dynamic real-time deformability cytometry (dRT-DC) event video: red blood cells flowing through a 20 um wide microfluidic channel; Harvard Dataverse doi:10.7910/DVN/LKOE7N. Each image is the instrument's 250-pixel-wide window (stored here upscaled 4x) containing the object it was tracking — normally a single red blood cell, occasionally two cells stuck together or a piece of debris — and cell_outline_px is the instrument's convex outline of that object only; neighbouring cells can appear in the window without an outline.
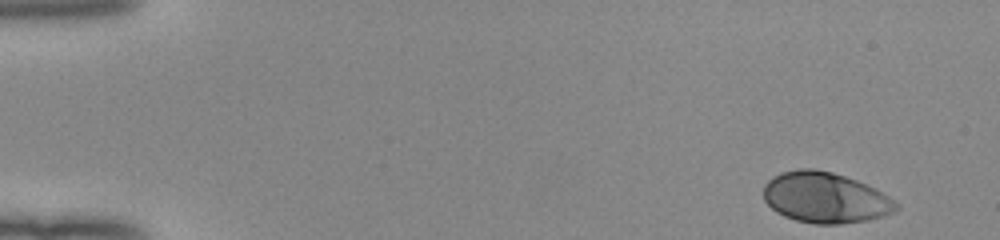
{"species": "human", "species_latin": "Homo sapiens", "temperature_condition": "room temperature", "stored_images_in_passage": 49, "camera_frame_rate_fps": 3000, "um_per_image_px": 0.085, "donor": {"sex": "female"}, "frame": {"image": 1, "passage_image": 1, "time_ms": 0.0, "image_size_px": [1000, 240], "cell_outline_px": [[900, 208], [892, 212], [868, 220], [840, 224], [816, 224], [796, 220], [784, 216], [776, 212], [764, 200], [764, 184], [772, 176], [780, 172], [800, 168], [816, 168], [832, 172], [856, 180], [876, 188], [900, 204]], "centroid_in_image_um": [70.13, 16.79], "position_along_channel_um": 14.9, "area_um2": 39.36}}
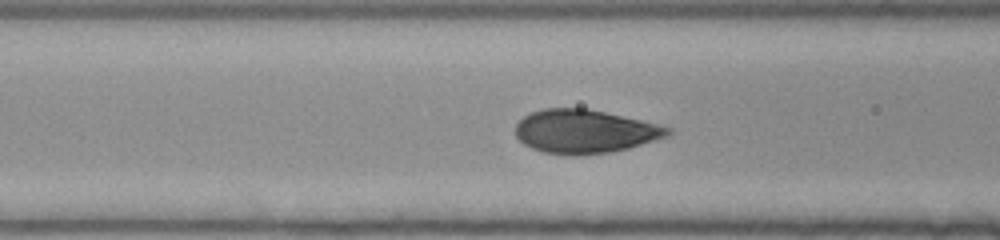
{"frame": {"image": 2, "passage_image": 19, "time_ms": 6.0, "image_size_px": [1000, 240], "cell_outline_px": [[672, 132], [668, 136], [656, 140], [628, 148], [608, 152], [572, 156], [544, 152], [532, 148], [524, 144], [516, 136], [516, 124], [524, 116], [532, 112], [544, 108], [588, 108], [640, 120], [672, 128]], "centroid_in_image_um": [49.7, 11.17], "position_along_channel_um": 116.9, "area_um2": 38.49}}
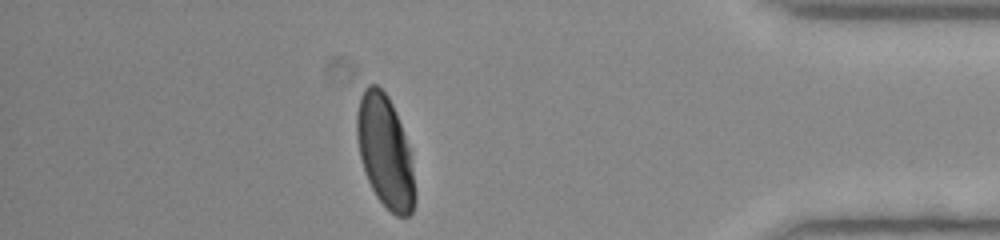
{"frame": {"image": 3, "passage_image": 43, "time_ms": 14.0, "image_size_px": [1000, 240], "cell_outline_px": [[416, 200], [412, 212], [408, 216], [396, 216], [376, 196], [368, 180], [360, 156], [356, 136], [356, 112], [360, 96], [364, 88], [368, 84], [376, 84], [388, 96], [392, 104], [400, 124], [408, 148], [416, 192]], "centroid_in_image_um": [32.71, 12.88], "position_along_channel_um": 402.5, "area_um2": 37.45}, "authors_computed_cell_mechanics": {"area_um2": 38.437, "velocity_mm_per_s": 3.9937, "shape_relaxation_time_tau1_ms": 2.8491, "shape_relaxation_time_tau2_ms": null, "deformation_change_tau1": 0.183, "deformation_change_tau2": null}}